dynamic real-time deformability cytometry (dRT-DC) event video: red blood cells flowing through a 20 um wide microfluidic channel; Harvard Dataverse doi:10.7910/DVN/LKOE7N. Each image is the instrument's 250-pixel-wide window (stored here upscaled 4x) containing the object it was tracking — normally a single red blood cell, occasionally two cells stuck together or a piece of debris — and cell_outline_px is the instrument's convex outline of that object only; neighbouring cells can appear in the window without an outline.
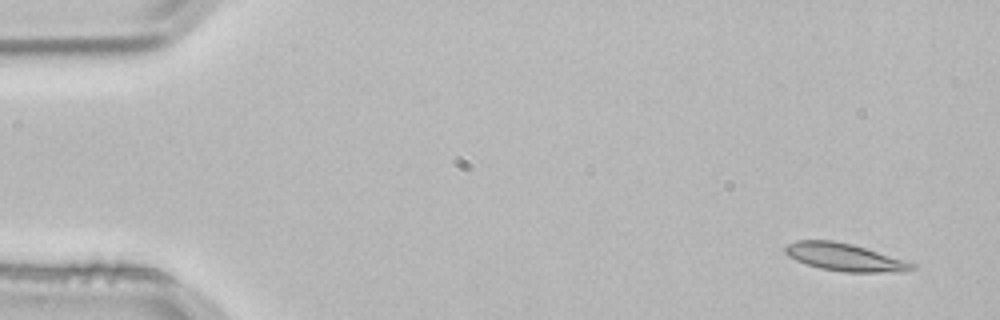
{"species": "common noctule bat (a hibernating species)", "species_latin": "Nyctalus noctula", "temperature_condition": "room temperature", "stored_images_in_passage": 3, "camera_frame_rate_fps": 3000, "um_per_image_px": 0.085, "animal": {"sex": "male", "body_mass_g": 21.5, "forearm_length_mm": 52.0}, "frame": {"image": 1, "passage_image": 3, "time_ms": 0.667, "image_size_px": [1000, 320], "cell_outline_px": [[916, 268], [904, 272], [844, 272], [820, 268], [796, 260], [788, 256], [784, 252], [784, 248], [788, 244], [796, 240], [832, 240], [852, 244], [916, 264]], "centroid_in_image_um": [71.78, 21.86], "position_along_channel_um": 13.2, "area_um2": 20.23}}